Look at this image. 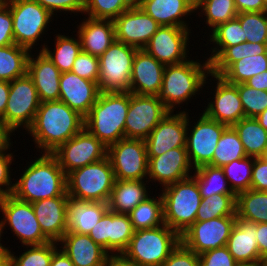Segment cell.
<instances>
[{
	"label": "cell",
	"instance_id": "9a60e30c",
	"mask_svg": "<svg viewBox=\"0 0 267 266\" xmlns=\"http://www.w3.org/2000/svg\"><path fill=\"white\" fill-rule=\"evenodd\" d=\"M189 119L188 115L186 151L190 163L194 170L204 165H212V158L219 138L228 126L212 120L202 113L197 123L190 128L188 127L190 126ZM188 130L191 131L190 134Z\"/></svg>",
	"mask_w": 267,
	"mask_h": 266
},
{
	"label": "cell",
	"instance_id": "f35d334b",
	"mask_svg": "<svg viewBox=\"0 0 267 266\" xmlns=\"http://www.w3.org/2000/svg\"><path fill=\"white\" fill-rule=\"evenodd\" d=\"M245 157L247 155L237 132L232 126H228L219 138L212 158V166L223 167Z\"/></svg>",
	"mask_w": 267,
	"mask_h": 266
},
{
	"label": "cell",
	"instance_id": "d6a6232c",
	"mask_svg": "<svg viewBox=\"0 0 267 266\" xmlns=\"http://www.w3.org/2000/svg\"><path fill=\"white\" fill-rule=\"evenodd\" d=\"M236 217L250 223H267V191L249 189L236 194Z\"/></svg>",
	"mask_w": 267,
	"mask_h": 266
},
{
	"label": "cell",
	"instance_id": "c3c4849f",
	"mask_svg": "<svg viewBox=\"0 0 267 266\" xmlns=\"http://www.w3.org/2000/svg\"><path fill=\"white\" fill-rule=\"evenodd\" d=\"M236 18L240 21L247 42L267 43V12L238 13Z\"/></svg>",
	"mask_w": 267,
	"mask_h": 266
},
{
	"label": "cell",
	"instance_id": "3957f363",
	"mask_svg": "<svg viewBox=\"0 0 267 266\" xmlns=\"http://www.w3.org/2000/svg\"><path fill=\"white\" fill-rule=\"evenodd\" d=\"M129 92H100L84 118V127L107 148L125 138Z\"/></svg>",
	"mask_w": 267,
	"mask_h": 266
},
{
	"label": "cell",
	"instance_id": "f5cc1de1",
	"mask_svg": "<svg viewBox=\"0 0 267 266\" xmlns=\"http://www.w3.org/2000/svg\"><path fill=\"white\" fill-rule=\"evenodd\" d=\"M161 266H200L199 255L180 242Z\"/></svg>",
	"mask_w": 267,
	"mask_h": 266
},
{
	"label": "cell",
	"instance_id": "ab89813d",
	"mask_svg": "<svg viewBox=\"0 0 267 266\" xmlns=\"http://www.w3.org/2000/svg\"><path fill=\"white\" fill-rule=\"evenodd\" d=\"M266 70L267 54H257L233 63L221 77L228 83L240 84Z\"/></svg>",
	"mask_w": 267,
	"mask_h": 266
},
{
	"label": "cell",
	"instance_id": "44dd1931",
	"mask_svg": "<svg viewBox=\"0 0 267 266\" xmlns=\"http://www.w3.org/2000/svg\"><path fill=\"white\" fill-rule=\"evenodd\" d=\"M148 157V181H154L163 187L191 177L190 163L186 147H176L159 156ZM190 172V173H189Z\"/></svg>",
	"mask_w": 267,
	"mask_h": 266
},
{
	"label": "cell",
	"instance_id": "83f0119b",
	"mask_svg": "<svg viewBox=\"0 0 267 266\" xmlns=\"http://www.w3.org/2000/svg\"><path fill=\"white\" fill-rule=\"evenodd\" d=\"M77 29L82 51L96 57H100L116 40L113 20L87 17Z\"/></svg>",
	"mask_w": 267,
	"mask_h": 266
},
{
	"label": "cell",
	"instance_id": "753ad0ef",
	"mask_svg": "<svg viewBox=\"0 0 267 266\" xmlns=\"http://www.w3.org/2000/svg\"><path fill=\"white\" fill-rule=\"evenodd\" d=\"M264 1H265L266 12H267V0H264Z\"/></svg>",
	"mask_w": 267,
	"mask_h": 266
},
{
	"label": "cell",
	"instance_id": "8d00e7d4",
	"mask_svg": "<svg viewBox=\"0 0 267 266\" xmlns=\"http://www.w3.org/2000/svg\"><path fill=\"white\" fill-rule=\"evenodd\" d=\"M55 38L56 46L53 52L45 44L41 47L42 51L61 72H69L72 70L76 57L82 51L79 36L76 39L75 37L71 38L66 35L57 34Z\"/></svg>",
	"mask_w": 267,
	"mask_h": 266
},
{
	"label": "cell",
	"instance_id": "91938a15",
	"mask_svg": "<svg viewBox=\"0 0 267 266\" xmlns=\"http://www.w3.org/2000/svg\"><path fill=\"white\" fill-rule=\"evenodd\" d=\"M238 13L266 12L264 0H234Z\"/></svg>",
	"mask_w": 267,
	"mask_h": 266
},
{
	"label": "cell",
	"instance_id": "7dc6e473",
	"mask_svg": "<svg viewBox=\"0 0 267 266\" xmlns=\"http://www.w3.org/2000/svg\"><path fill=\"white\" fill-rule=\"evenodd\" d=\"M135 3L136 0H85L84 13L90 18L114 21Z\"/></svg>",
	"mask_w": 267,
	"mask_h": 266
},
{
	"label": "cell",
	"instance_id": "30bf717a",
	"mask_svg": "<svg viewBox=\"0 0 267 266\" xmlns=\"http://www.w3.org/2000/svg\"><path fill=\"white\" fill-rule=\"evenodd\" d=\"M0 211L4 214L0 220V241L4 227L9 224L23 246L50 242L41 230L31 203L19 200L12 194L7 195L0 199Z\"/></svg>",
	"mask_w": 267,
	"mask_h": 266
},
{
	"label": "cell",
	"instance_id": "e575fe53",
	"mask_svg": "<svg viewBox=\"0 0 267 266\" xmlns=\"http://www.w3.org/2000/svg\"><path fill=\"white\" fill-rule=\"evenodd\" d=\"M267 54V43L244 42L225 47L211 62V74L221 76L233 63L244 57Z\"/></svg>",
	"mask_w": 267,
	"mask_h": 266
},
{
	"label": "cell",
	"instance_id": "8fae6325",
	"mask_svg": "<svg viewBox=\"0 0 267 266\" xmlns=\"http://www.w3.org/2000/svg\"><path fill=\"white\" fill-rule=\"evenodd\" d=\"M41 101L32 78L26 74L10 82V91L4 115L1 117L13 131L32 125Z\"/></svg>",
	"mask_w": 267,
	"mask_h": 266
},
{
	"label": "cell",
	"instance_id": "603a6c76",
	"mask_svg": "<svg viewBox=\"0 0 267 266\" xmlns=\"http://www.w3.org/2000/svg\"><path fill=\"white\" fill-rule=\"evenodd\" d=\"M59 86V100L84 118L100 94L97 82L83 79L71 71L61 73Z\"/></svg>",
	"mask_w": 267,
	"mask_h": 266
},
{
	"label": "cell",
	"instance_id": "277c9868",
	"mask_svg": "<svg viewBox=\"0 0 267 266\" xmlns=\"http://www.w3.org/2000/svg\"><path fill=\"white\" fill-rule=\"evenodd\" d=\"M210 73L208 60L201 64L199 59L194 61L188 58L179 64L166 65L158 98L169 111L174 112L177 105L189 101L205 87Z\"/></svg>",
	"mask_w": 267,
	"mask_h": 266
},
{
	"label": "cell",
	"instance_id": "e0dca14e",
	"mask_svg": "<svg viewBox=\"0 0 267 266\" xmlns=\"http://www.w3.org/2000/svg\"><path fill=\"white\" fill-rule=\"evenodd\" d=\"M190 29L178 26H160L143 48L164 65L187 60Z\"/></svg>",
	"mask_w": 267,
	"mask_h": 266
},
{
	"label": "cell",
	"instance_id": "8992f818",
	"mask_svg": "<svg viewBox=\"0 0 267 266\" xmlns=\"http://www.w3.org/2000/svg\"><path fill=\"white\" fill-rule=\"evenodd\" d=\"M181 242L166 224L135 231L122 255L137 266H161Z\"/></svg>",
	"mask_w": 267,
	"mask_h": 266
},
{
	"label": "cell",
	"instance_id": "94428289",
	"mask_svg": "<svg viewBox=\"0 0 267 266\" xmlns=\"http://www.w3.org/2000/svg\"><path fill=\"white\" fill-rule=\"evenodd\" d=\"M256 241L260 257L264 261L267 258V223L256 224Z\"/></svg>",
	"mask_w": 267,
	"mask_h": 266
},
{
	"label": "cell",
	"instance_id": "7c38bea8",
	"mask_svg": "<svg viewBox=\"0 0 267 266\" xmlns=\"http://www.w3.org/2000/svg\"><path fill=\"white\" fill-rule=\"evenodd\" d=\"M107 156L111 161L115 179H148V157L143 139L123 138L108 147Z\"/></svg>",
	"mask_w": 267,
	"mask_h": 266
},
{
	"label": "cell",
	"instance_id": "2644e50d",
	"mask_svg": "<svg viewBox=\"0 0 267 266\" xmlns=\"http://www.w3.org/2000/svg\"><path fill=\"white\" fill-rule=\"evenodd\" d=\"M237 266H266L265 262L263 260L251 262V263H240Z\"/></svg>",
	"mask_w": 267,
	"mask_h": 266
},
{
	"label": "cell",
	"instance_id": "816d5d0a",
	"mask_svg": "<svg viewBox=\"0 0 267 266\" xmlns=\"http://www.w3.org/2000/svg\"><path fill=\"white\" fill-rule=\"evenodd\" d=\"M200 266H237L226 246L205 251L199 255Z\"/></svg>",
	"mask_w": 267,
	"mask_h": 266
},
{
	"label": "cell",
	"instance_id": "e7e4bbea",
	"mask_svg": "<svg viewBox=\"0 0 267 266\" xmlns=\"http://www.w3.org/2000/svg\"><path fill=\"white\" fill-rule=\"evenodd\" d=\"M50 266H74L62 249H57L52 256Z\"/></svg>",
	"mask_w": 267,
	"mask_h": 266
},
{
	"label": "cell",
	"instance_id": "f1b7e54d",
	"mask_svg": "<svg viewBox=\"0 0 267 266\" xmlns=\"http://www.w3.org/2000/svg\"><path fill=\"white\" fill-rule=\"evenodd\" d=\"M255 236L256 224L237 218L226 247L238 264L262 260Z\"/></svg>",
	"mask_w": 267,
	"mask_h": 266
},
{
	"label": "cell",
	"instance_id": "d4e9b609",
	"mask_svg": "<svg viewBox=\"0 0 267 266\" xmlns=\"http://www.w3.org/2000/svg\"><path fill=\"white\" fill-rule=\"evenodd\" d=\"M39 51V55L36 58L30 53L27 74L34 82L41 103L58 101L60 95L59 83L62 72L41 49Z\"/></svg>",
	"mask_w": 267,
	"mask_h": 266
},
{
	"label": "cell",
	"instance_id": "4316f807",
	"mask_svg": "<svg viewBox=\"0 0 267 266\" xmlns=\"http://www.w3.org/2000/svg\"><path fill=\"white\" fill-rule=\"evenodd\" d=\"M136 4L152 17L160 26L188 28L182 17L196 11L195 0H136Z\"/></svg>",
	"mask_w": 267,
	"mask_h": 266
},
{
	"label": "cell",
	"instance_id": "d6986e66",
	"mask_svg": "<svg viewBox=\"0 0 267 266\" xmlns=\"http://www.w3.org/2000/svg\"><path fill=\"white\" fill-rule=\"evenodd\" d=\"M116 40L143 49L160 25L136 3L114 20Z\"/></svg>",
	"mask_w": 267,
	"mask_h": 266
},
{
	"label": "cell",
	"instance_id": "1f68e13d",
	"mask_svg": "<svg viewBox=\"0 0 267 266\" xmlns=\"http://www.w3.org/2000/svg\"><path fill=\"white\" fill-rule=\"evenodd\" d=\"M248 157H264L267 153V131L256 118H243L232 126Z\"/></svg>",
	"mask_w": 267,
	"mask_h": 266
},
{
	"label": "cell",
	"instance_id": "f546056e",
	"mask_svg": "<svg viewBox=\"0 0 267 266\" xmlns=\"http://www.w3.org/2000/svg\"><path fill=\"white\" fill-rule=\"evenodd\" d=\"M107 210V203L88 202L69 197L67 231L88 235Z\"/></svg>",
	"mask_w": 267,
	"mask_h": 266
},
{
	"label": "cell",
	"instance_id": "7402d4cb",
	"mask_svg": "<svg viewBox=\"0 0 267 266\" xmlns=\"http://www.w3.org/2000/svg\"><path fill=\"white\" fill-rule=\"evenodd\" d=\"M165 66L144 49H138L133 60L129 92L158 97Z\"/></svg>",
	"mask_w": 267,
	"mask_h": 266
},
{
	"label": "cell",
	"instance_id": "4fadbf2b",
	"mask_svg": "<svg viewBox=\"0 0 267 266\" xmlns=\"http://www.w3.org/2000/svg\"><path fill=\"white\" fill-rule=\"evenodd\" d=\"M108 148L85 127L61 144L52 154L64 173L100 161L107 157Z\"/></svg>",
	"mask_w": 267,
	"mask_h": 266
},
{
	"label": "cell",
	"instance_id": "680465c9",
	"mask_svg": "<svg viewBox=\"0 0 267 266\" xmlns=\"http://www.w3.org/2000/svg\"><path fill=\"white\" fill-rule=\"evenodd\" d=\"M250 189L267 191V160L264 157L254 158Z\"/></svg>",
	"mask_w": 267,
	"mask_h": 266
},
{
	"label": "cell",
	"instance_id": "ffe728a7",
	"mask_svg": "<svg viewBox=\"0 0 267 266\" xmlns=\"http://www.w3.org/2000/svg\"><path fill=\"white\" fill-rule=\"evenodd\" d=\"M216 82L213 101L203 113L210 119L220 122L226 126H233L241 119L246 118L238 93V84H231L221 76L210 73Z\"/></svg>",
	"mask_w": 267,
	"mask_h": 266
},
{
	"label": "cell",
	"instance_id": "836d02e7",
	"mask_svg": "<svg viewBox=\"0 0 267 266\" xmlns=\"http://www.w3.org/2000/svg\"><path fill=\"white\" fill-rule=\"evenodd\" d=\"M31 50L17 44L0 47V80H12L27 74Z\"/></svg>",
	"mask_w": 267,
	"mask_h": 266
},
{
	"label": "cell",
	"instance_id": "484cf974",
	"mask_svg": "<svg viewBox=\"0 0 267 266\" xmlns=\"http://www.w3.org/2000/svg\"><path fill=\"white\" fill-rule=\"evenodd\" d=\"M58 244H62L60 248L70 258L74 266H104L110 255L86 234L67 231L58 241Z\"/></svg>",
	"mask_w": 267,
	"mask_h": 266
},
{
	"label": "cell",
	"instance_id": "681fc988",
	"mask_svg": "<svg viewBox=\"0 0 267 266\" xmlns=\"http://www.w3.org/2000/svg\"><path fill=\"white\" fill-rule=\"evenodd\" d=\"M238 93L246 118H255L267 109V91L240 83L238 84Z\"/></svg>",
	"mask_w": 267,
	"mask_h": 266
},
{
	"label": "cell",
	"instance_id": "5bb4252c",
	"mask_svg": "<svg viewBox=\"0 0 267 266\" xmlns=\"http://www.w3.org/2000/svg\"><path fill=\"white\" fill-rule=\"evenodd\" d=\"M168 112L157 96H141L129 92L125 138L145 140Z\"/></svg>",
	"mask_w": 267,
	"mask_h": 266
},
{
	"label": "cell",
	"instance_id": "f6af8a7d",
	"mask_svg": "<svg viewBox=\"0 0 267 266\" xmlns=\"http://www.w3.org/2000/svg\"><path fill=\"white\" fill-rule=\"evenodd\" d=\"M254 157L234 160L222 167L225 177L235 194L250 189Z\"/></svg>",
	"mask_w": 267,
	"mask_h": 266
},
{
	"label": "cell",
	"instance_id": "9c48e42d",
	"mask_svg": "<svg viewBox=\"0 0 267 266\" xmlns=\"http://www.w3.org/2000/svg\"><path fill=\"white\" fill-rule=\"evenodd\" d=\"M13 18L15 44L28 50L34 48L53 15L34 0H4ZM33 47V48H32Z\"/></svg>",
	"mask_w": 267,
	"mask_h": 266
},
{
	"label": "cell",
	"instance_id": "74e56055",
	"mask_svg": "<svg viewBox=\"0 0 267 266\" xmlns=\"http://www.w3.org/2000/svg\"><path fill=\"white\" fill-rule=\"evenodd\" d=\"M202 198L215 194H235L230 188L222 167L201 166L194 171Z\"/></svg>",
	"mask_w": 267,
	"mask_h": 266
},
{
	"label": "cell",
	"instance_id": "cb8c5ba5",
	"mask_svg": "<svg viewBox=\"0 0 267 266\" xmlns=\"http://www.w3.org/2000/svg\"><path fill=\"white\" fill-rule=\"evenodd\" d=\"M68 199L69 196H57L31 203L41 230L50 241L58 242L67 232Z\"/></svg>",
	"mask_w": 267,
	"mask_h": 266
},
{
	"label": "cell",
	"instance_id": "60d3db41",
	"mask_svg": "<svg viewBox=\"0 0 267 266\" xmlns=\"http://www.w3.org/2000/svg\"><path fill=\"white\" fill-rule=\"evenodd\" d=\"M236 216V194H215L202 198L195 221Z\"/></svg>",
	"mask_w": 267,
	"mask_h": 266
},
{
	"label": "cell",
	"instance_id": "11a10c76",
	"mask_svg": "<svg viewBox=\"0 0 267 266\" xmlns=\"http://www.w3.org/2000/svg\"><path fill=\"white\" fill-rule=\"evenodd\" d=\"M8 150L0 152V199L11 195L14 190V183L11 179L10 165L13 161V153H7ZM7 153V154H6ZM6 186V188H4Z\"/></svg>",
	"mask_w": 267,
	"mask_h": 266
},
{
	"label": "cell",
	"instance_id": "6125c7cd",
	"mask_svg": "<svg viewBox=\"0 0 267 266\" xmlns=\"http://www.w3.org/2000/svg\"><path fill=\"white\" fill-rule=\"evenodd\" d=\"M13 131L5 124V121L0 117V152L10 150V136Z\"/></svg>",
	"mask_w": 267,
	"mask_h": 266
},
{
	"label": "cell",
	"instance_id": "03108f58",
	"mask_svg": "<svg viewBox=\"0 0 267 266\" xmlns=\"http://www.w3.org/2000/svg\"><path fill=\"white\" fill-rule=\"evenodd\" d=\"M104 266H137L132 261L126 259L122 254H110Z\"/></svg>",
	"mask_w": 267,
	"mask_h": 266
},
{
	"label": "cell",
	"instance_id": "8c879c8a",
	"mask_svg": "<svg viewBox=\"0 0 267 266\" xmlns=\"http://www.w3.org/2000/svg\"><path fill=\"white\" fill-rule=\"evenodd\" d=\"M4 245H2L1 241H0V252L4 249Z\"/></svg>",
	"mask_w": 267,
	"mask_h": 266
},
{
	"label": "cell",
	"instance_id": "4dcf8cb0",
	"mask_svg": "<svg viewBox=\"0 0 267 266\" xmlns=\"http://www.w3.org/2000/svg\"><path fill=\"white\" fill-rule=\"evenodd\" d=\"M144 180H117L107 202L108 210L116 214H128L150 194Z\"/></svg>",
	"mask_w": 267,
	"mask_h": 266
},
{
	"label": "cell",
	"instance_id": "52a82bcc",
	"mask_svg": "<svg viewBox=\"0 0 267 266\" xmlns=\"http://www.w3.org/2000/svg\"><path fill=\"white\" fill-rule=\"evenodd\" d=\"M114 182V171L108 156L66 175L68 196L88 202L107 203Z\"/></svg>",
	"mask_w": 267,
	"mask_h": 266
},
{
	"label": "cell",
	"instance_id": "7bdbcfd3",
	"mask_svg": "<svg viewBox=\"0 0 267 266\" xmlns=\"http://www.w3.org/2000/svg\"><path fill=\"white\" fill-rule=\"evenodd\" d=\"M196 11L199 9L206 17V24L211 31L222 23H226L237 17L234 0H197Z\"/></svg>",
	"mask_w": 267,
	"mask_h": 266
},
{
	"label": "cell",
	"instance_id": "5b68a950",
	"mask_svg": "<svg viewBox=\"0 0 267 266\" xmlns=\"http://www.w3.org/2000/svg\"><path fill=\"white\" fill-rule=\"evenodd\" d=\"M162 189L164 224L181 236L195 222L201 204L197 180L191 176Z\"/></svg>",
	"mask_w": 267,
	"mask_h": 266
},
{
	"label": "cell",
	"instance_id": "003e7915",
	"mask_svg": "<svg viewBox=\"0 0 267 266\" xmlns=\"http://www.w3.org/2000/svg\"><path fill=\"white\" fill-rule=\"evenodd\" d=\"M9 91L10 82L0 80V117H2L5 113Z\"/></svg>",
	"mask_w": 267,
	"mask_h": 266
},
{
	"label": "cell",
	"instance_id": "d590c367",
	"mask_svg": "<svg viewBox=\"0 0 267 266\" xmlns=\"http://www.w3.org/2000/svg\"><path fill=\"white\" fill-rule=\"evenodd\" d=\"M158 196H149L128 213L135 231L164 225L163 198Z\"/></svg>",
	"mask_w": 267,
	"mask_h": 266
},
{
	"label": "cell",
	"instance_id": "6f0895ef",
	"mask_svg": "<svg viewBox=\"0 0 267 266\" xmlns=\"http://www.w3.org/2000/svg\"><path fill=\"white\" fill-rule=\"evenodd\" d=\"M89 237L109 253L110 210H107L99 222L92 228Z\"/></svg>",
	"mask_w": 267,
	"mask_h": 266
},
{
	"label": "cell",
	"instance_id": "6da1fadb",
	"mask_svg": "<svg viewBox=\"0 0 267 266\" xmlns=\"http://www.w3.org/2000/svg\"><path fill=\"white\" fill-rule=\"evenodd\" d=\"M83 128L84 117L58 100L42 102L27 131L42 154L54 152Z\"/></svg>",
	"mask_w": 267,
	"mask_h": 266
},
{
	"label": "cell",
	"instance_id": "ac0fdd59",
	"mask_svg": "<svg viewBox=\"0 0 267 266\" xmlns=\"http://www.w3.org/2000/svg\"><path fill=\"white\" fill-rule=\"evenodd\" d=\"M188 112L169 111L144 140L147 156H159L176 147H186Z\"/></svg>",
	"mask_w": 267,
	"mask_h": 266
},
{
	"label": "cell",
	"instance_id": "be15d7a7",
	"mask_svg": "<svg viewBox=\"0 0 267 266\" xmlns=\"http://www.w3.org/2000/svg\"><path fill=\"white\" fill-rule=\"evenodd\" d=\"M245 83L255 89L267 91V70L251 77Z\"/></svg>",
	"mask_w": 267,
	"mask_h": 266
},
{
	"label": "cell",
	"instance_id": "a7ac6f4b",
	"mask_svg": "<svg viewBox=\"0 0 267 266\" xmlns=\"http://www.w3.org/2000/svg\"><path fill=\"white\" fill-rule=\"evenodd\" d=\"M0 266H13L11 256L8 250L3 249L0 252Z\"/></svg>",
	"mask_w": 267,
	"mask_h": 266
},
{
	"label": "cell",
	"instance_id": "ee69618b",
	"mask_svg": "<svg viewBox=\"0 0 267 266\" xmlns=\"http://www.w3.org/2000/svg\"><path fill=\"white\" fill-rule=\"evenodd\" d=\"M134 233L128 214H116L110 211L109 254H122Z\"/></svg>",
	"mask_w": 267,
	"mask_h": 266
},
{
	"label": "cell",
	"instance_id": "ba28073f",
	"mask_svg": "<svg viewBox=\"0 0 267 266\" xmlns=\"http://www.w3.org/2000/svg\"><path fill=\"white\" fill-rule=\"evenodd\" d=\"M137 48L115 40L99 57L100 92H129Z\"/></svg>",
	"mask_w": 267,
	"mask_h": 266
},
{
	"label": "cell",
	"instance_id": "2e32d148",
	"mask_svg": "<svg viewBox=\"0 0 267 266\" xmlns=\"http://www.w3.org/2000/svg\"><path fill=\"white\" fill-rule=\"evenodd\" d=\"M236 220V216H224L207 221H195L180 236L181 243L198 255L224 247Z\"/></svg>",
	"mask_w": 267,
	"mask_h": 266
},
{
	"label": "cell",
	"instance_id": "b9f144b4",
	"mask_svg": "<svg viewBox=\"0 0 267 266\" xmlns=\"http://www.w3.org/2000/svg\"><path fill=\"white\" fill-rule=\"evenodd\" d=\"M210 42L215 43L216 47L212 48V53L209 58L211 62L225 47L234 46L247 41L244 38L243 28L237 18L222 23L210 31Z\"/></svg>",
	"mask_w": 267,
	"mask_h": 266
},
{
	"label": "cell",
	"instance_id": "7a4b0ae2",
	"mask_svg": "<svg viewBox=\"0 0 267 266\" xmlns=\"http://www.w3.org/2000/svg\"><path fill=\"white\" fill-rule=\"evenodd\" d=\"M25 168L14 183L12 195L17 199L34 203L57 196H68L66 174L52 153H43Z\"/></svg>",
	"mask_w": 267,
	"mask_h": 266
},
{
	"label": "cell",
	"instance_id": "f907efd6",
	"mask_svg": "<svg viewBox=\"0 0 267 266\" xmlns=\"http://www.w3.org/2000/svg\"><path fill=\"white\" fill-rule=\"evenodd\" d=\"M71 72L83 79L98 83L99 57L81 51L73 63Z\"/></svg>",
	"mask_w": 267,
	"mask_h": 266
},
{
	"label": "cell",
	"instance_id": "bcb514c9",
	"mask_svg": "<svg viewBox=\"0 0 267 266\" xmlns=\"http://www.w3.org/2000/svg\"><path fill=\"white\" fill-rule=\"evenodd\" d=\"M58 242L50 241L41 245H28L22 255L14 256L11 249L9 251L13 266H50L53 253L58 249ZM30 248V249H28Z\"/></svg>",
	"mask_w": 267,
	"mask_h": 266
},
{
	"label": "cell",
	"instance_id": "db71d44e",
	"mask_svg": "<svg viewBox=\"0 0 267 266\" xmlns=\"http://www.w3.org/2000/svg\"><path fill=\"white\" fill-rule=\"evenodd\" d=\"M47 9L52 15L56 12H71L84 14L85 0H34ZM62 10V11H61Z\"/></svg>",
	"mask_w": 267,
	"mask_h": 266
},
{
	"label": "cell",
	"instance_id": "89a4df30",
	"mask_svg": "<svg viewBox=\"0 0 267 266\" xmlns=\"http://www.w3.org/2000/svg\"><path fill=\"white\" fill-rule=\"evenodd\" d=\"M259 124L267 131V109L255 117Z\"/></svg>",
	"mask_w": 267,
	"mask_h": 266
},
{
	"label": "cell",
	"instance_id": "9f6ffc18",
	"mask_svg": "<svg viewBox=\"0 0 267 266\" xmlns=\"http://www.w3.org/2000/svg\"><path fill=\"white\" fill-rule=\"evenodd\" d=\"M10 8L0 2V47L15 44Z\"/></svg>",
	"mask_w": 267,
	"mask_h": 266
}]
</instances>
